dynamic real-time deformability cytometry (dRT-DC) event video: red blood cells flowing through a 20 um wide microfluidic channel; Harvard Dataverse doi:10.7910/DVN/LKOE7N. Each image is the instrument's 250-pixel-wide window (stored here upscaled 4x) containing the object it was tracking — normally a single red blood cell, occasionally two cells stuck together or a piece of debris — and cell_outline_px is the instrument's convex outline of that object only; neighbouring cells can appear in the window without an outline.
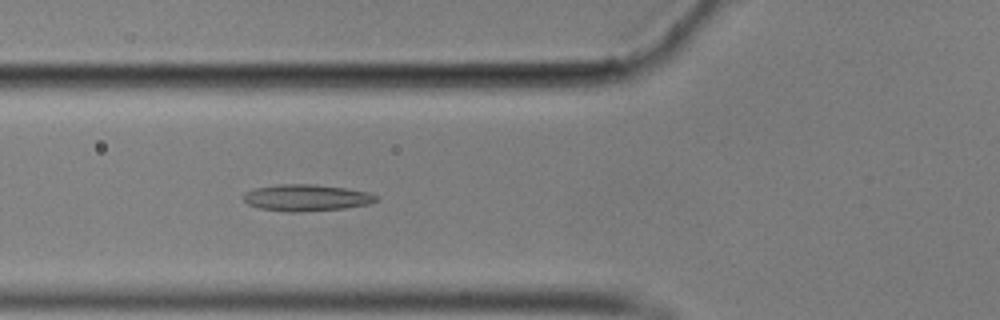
{"species": "common noctule bat (a hibernating species)", "species_latin": "Nyctalus noctula", "temperature_condition": "cold", "stored_images_in_passage": 57, "camera_frame_rate_fps": 3000, "um_per_image_px": 0.085, "animal": {"sex": "male", "body_mass_g": 17.9}, "frame": {"image": 1, "passage_image": 21, "time_ms": 6.667, "image_size_px": [1000, 320], "cell_outline_px": [[376, 200], [372, 204], [344, 208], [300, 212], [288, 212], [260, 208], [248, 204], [240, 196], [244, 192], [256, 188], [276, 184], [316, 184], [348, 188], [372, 192], [376, 196]], "centroid_in_image_um": [26.05, 16.8], "position_along_channel_um": 99.7, "area_um2": 20.87}}
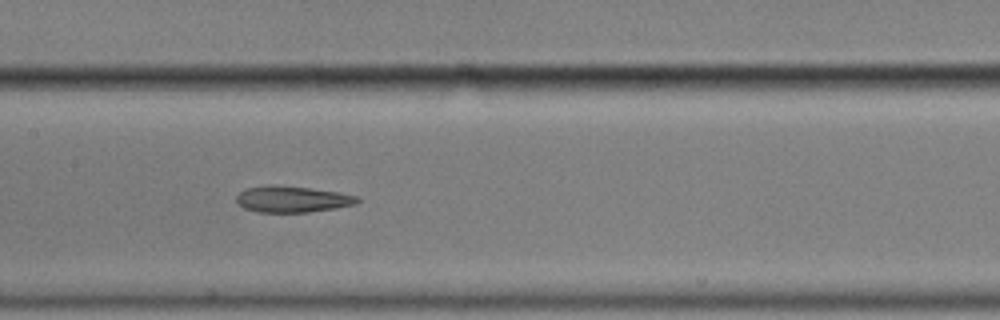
{"frame": {"image": 2, "passage_image": 28, "time_ms": 9.0, "image_size_px": [1000, 320], "cell_outline_px": [[360, 200], [356, 204], [336, 208], [308, 212], [256, 212], [244, 208], [236, 204], [236, 196], [244, 188], [268, 184], [272, 184], [308, 188], [336, 192], [360, 196]], "centroid_in_image_um": [24.8, 16.93], "position_along_channel_um": 182.6, "area_um2": 18.73}}
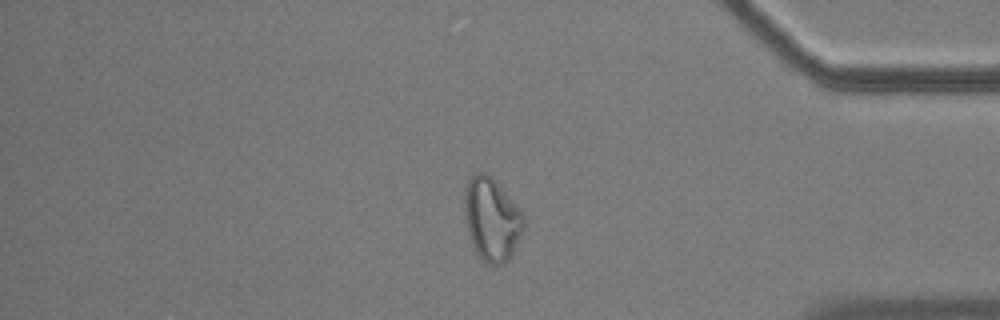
{"frame": {"image": 3, "passage_image": 48, "time_ms": 15.667, "image_size_px": [1000, 320], "cell_outline_px": [[524, 228], [508, 260], [504, 264], [484, 264], [476, 252], [472, 244], [468, 232], [464, 216], [464, 192], [468, 176], [472, 172], [484, 172], [500, 188], [524, 216]], "centroid_in_image_um": [41.74, 18.66], "position_along_channel_um": 393.5, "area_um2": 28.26}, "authors_computed_cell_mechanics": {"area_um2": 20.4612, "velocity_mm_per_s": 3.5239, "shape_relaxation_time_tau1_ms": null, "shape_relaxation_time_tau2_ms": 4.1596, "deformation_change_tau1": null, "deformation_change_tau2": 0.1116}}